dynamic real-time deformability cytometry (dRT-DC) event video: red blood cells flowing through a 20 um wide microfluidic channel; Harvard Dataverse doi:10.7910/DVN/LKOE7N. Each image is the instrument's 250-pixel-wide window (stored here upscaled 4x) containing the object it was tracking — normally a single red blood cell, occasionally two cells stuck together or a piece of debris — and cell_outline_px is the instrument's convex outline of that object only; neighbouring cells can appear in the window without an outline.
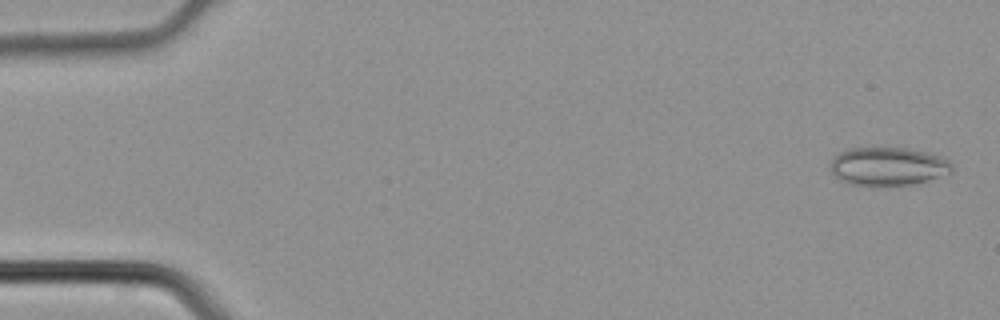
{"species": "common noctule bat (a hibernating species)", "species_latin": "Nyctalus noctula", "temperature_condition": "cold", "stored_images_in_passage": 8, "camera_frame_rate_fps": 3000, "um_per_image_px": 0.085, "animal": {"sex": "male", "body_mass_g": 21.5, "forearm_length_mm": 52.0}, "frame": {"image": 1, "passage_image": 2, "time_ms": 0.333, "image_size_px": [1000, 320], "cell_outline_px": [[952, 172], [928, 180], [912, 184], [876, 188], [868, 188], [852, 184], [840, 180], [832, 172], [832, 156], [848, 148], [872, 144], [908, 148], [928, 152], [944, 156], [952, 164]], "centroid_in_image_um": [75.46, 14.11], "position_along_channel_um": 9.5, "area_um2": 28.67}}